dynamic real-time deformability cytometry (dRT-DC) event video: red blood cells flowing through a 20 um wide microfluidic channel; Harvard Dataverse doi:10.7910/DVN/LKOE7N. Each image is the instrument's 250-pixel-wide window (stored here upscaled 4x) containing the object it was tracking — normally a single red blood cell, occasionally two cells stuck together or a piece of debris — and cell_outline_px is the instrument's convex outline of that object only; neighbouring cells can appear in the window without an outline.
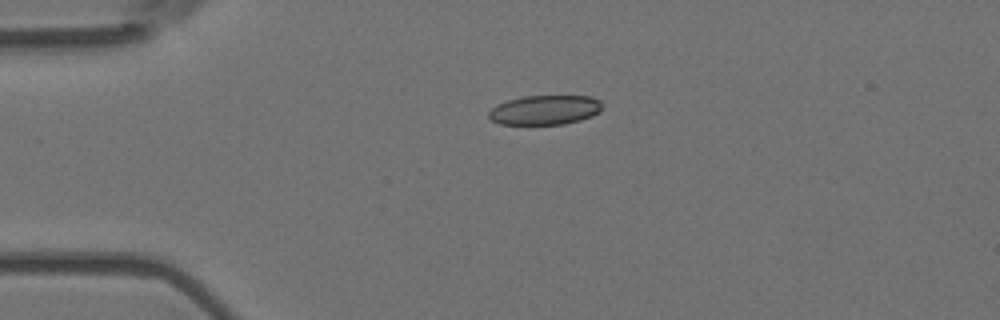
{"species": "Egyptian fruit bat (a non-hibernating species)", "species_latin": "Rousettus aegyptiacus", "temperature_condition": "room temperature", "stored_images_in_passage": 7, "camera_frame_rate_fps": 3000, "um_per_image_px": 0.085, "animal": {"sex": "female"}, "frame": {"image": 1, "passage_image": 7, "time_ms": 2.0, "image_size_px": [1000, 320], "cell_outline_px": [[600, 112], [592, 116], [580, 120], [564, 124], [500, 124], [492, 120], [488, 116], [488, 112], [496, 104], [508, 100], [524, 96], [592, 96], [600, 100]], "centroid_in_image_um": [46.31, 9.34], "position_along_channel_um": 38.7, "area_um2": 19.48}}